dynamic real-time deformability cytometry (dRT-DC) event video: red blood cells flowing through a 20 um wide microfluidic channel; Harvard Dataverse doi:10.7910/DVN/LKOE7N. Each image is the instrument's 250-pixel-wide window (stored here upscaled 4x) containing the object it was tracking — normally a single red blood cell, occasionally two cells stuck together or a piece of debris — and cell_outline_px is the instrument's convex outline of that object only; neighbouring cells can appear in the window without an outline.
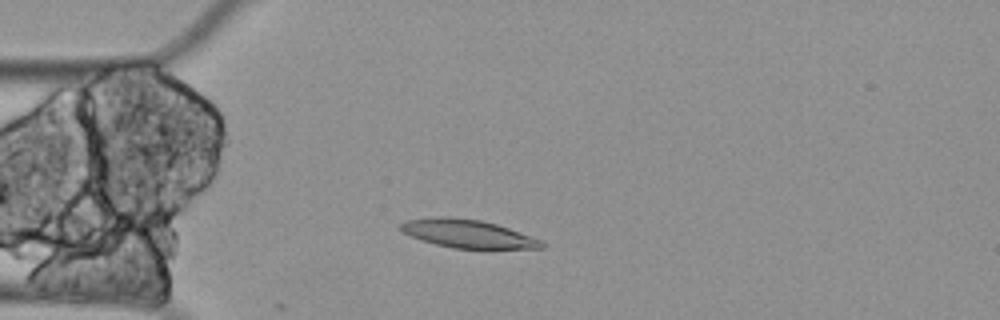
{"species": "Egyptian fruit bat (a non-hibernating species)", "species_latin": "Rousettus aegyptiacus", "temperature_condition": "cold", "stored_images_in_passage": 15, "camera_frame_rate_fps": 3000, "um_per_image_px": 0.085, "animal": {"sex": "female"}, "frame": {"image": 1, "passage_image": 13, "time_ms": 4.0, "image_size_px": [1000, 320], "cell_outline_px": [[548, 244], [544, 248], [452, 248], [420, 240], [404, 232], [400, 228], [400, 224], [404, 220], [480, 220], [496, 224], [544, 240]], "centroid_in_image_um": [39.91, 19.93], "position_along_channel_um": 45.1, "area_um2": 21.96}}